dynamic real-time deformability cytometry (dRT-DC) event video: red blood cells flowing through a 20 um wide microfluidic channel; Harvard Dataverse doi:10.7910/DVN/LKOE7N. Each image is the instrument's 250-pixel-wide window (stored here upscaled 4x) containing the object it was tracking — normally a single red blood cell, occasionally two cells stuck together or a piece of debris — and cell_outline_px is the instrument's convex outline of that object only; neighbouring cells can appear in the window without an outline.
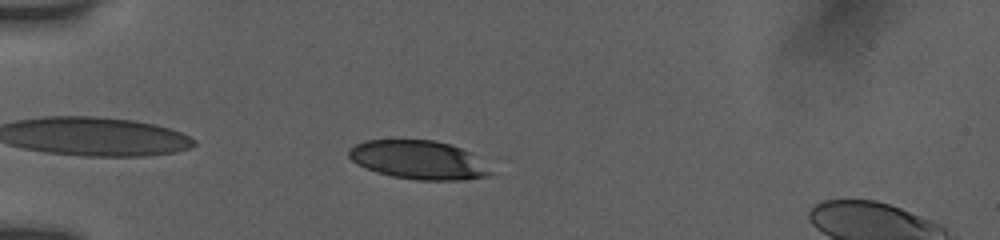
{"species": "human", "species_latin": "Homo sapiens", "temperature_condition": "room temperature", "stored_images_in_passage": 34, "camera_frame_rate_fps": 3000, "um_per_image_px": 0.085, "donor": {"sex": "female"}, "frame": {"image": 1, "passage_image": 3, "time_ms": 0.667, "image_size_px": [1000, 240], "cell_outline_px": [[492, 172], [484, 176], [468, 180], [416, 180], [392, 176], [376, 172], [364, 168], [356, 164], [348, 156], [348, 152], [356, 144], [364, 140], [436, 140], [472, 152]], "centroid_in_image_um": [35.54, 13.59], "position_along_channel_um": 49.5, "area_um2": 31.85}}
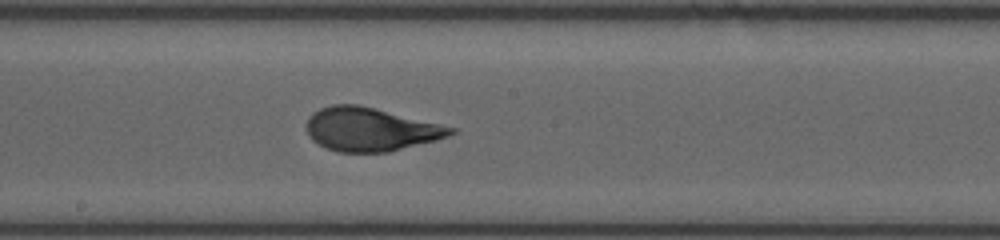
{"frame": {"image": 2, "passage_image": 18, "time_ms": 5.667, "image_size_px": [1000, 240], "cell_outline_px": [[456, 132], [448, 136], [436, 140], [388, 152], [340, 152], [328, 148], [312, 140], [308, 132], [308, 116], [312, 112], [320, 108], [332, 104], [356, 104], [440, 124], [456, 128]], "centroid_in_image_um": [31.48, 10.99], "position_along_channel_um": 216.7, "area_um2": 36.01}}
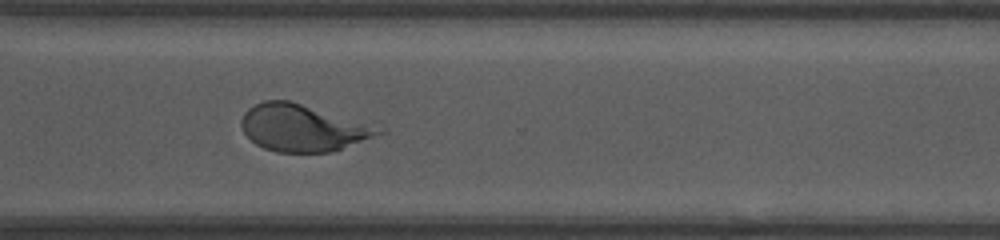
{"frame": {"image": 3, "passage_image": 28, "time_ms": 9.0, "image_size_px": [1000, 240], "cell_outline_px": [[384, 132], [340, 148], [328, 152], [276, 152], [264, 148], [256, 144], [244, 132], [240, 124], [240, 120], [244, 112], [248, 108], [264, 100], [288, 100], [384, 128]], "centroid_in_image_um": [25.66, 10.86], "position_along_channel_um": 344.9, "area_um2": 36.76}, "authors_computed_cell_mechanics": {"area_um2": 36.0672, "velocity_mm_per_s": 3.8552, "shape_relaxation_time_tau1_ms": 5.1039, "shape_relaxation_time_tau2_ms": null, "deformation_change_tau1": 0.1952, "deformation_change_tau2": null}}